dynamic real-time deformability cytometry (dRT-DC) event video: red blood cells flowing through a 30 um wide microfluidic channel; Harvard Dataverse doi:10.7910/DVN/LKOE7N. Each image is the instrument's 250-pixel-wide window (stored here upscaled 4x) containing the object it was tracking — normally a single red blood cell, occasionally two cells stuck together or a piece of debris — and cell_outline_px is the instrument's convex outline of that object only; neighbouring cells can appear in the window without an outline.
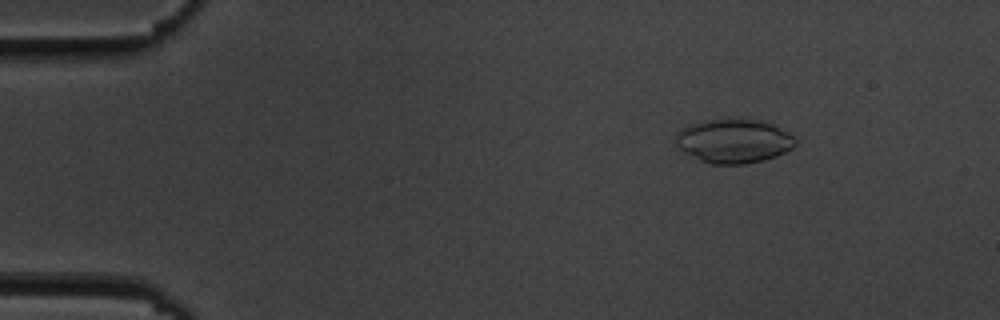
{"species": "common noctule bat (a hibernating species)", "species_latin": "Nyctalus noctula", "temperature_condition": "cold", "stored_images_in_passage": 56, "camera_frame_rate_fps": 3000, "um_per_image_px": 0.085, "animal": {"sex": "male", "body_mass_g": 19.5, "forearm_length_mm": 54.6}, "frame": {"image": 1, "passage_image": 8, "time_ms": 2.333, "image_size_px": [1000, 320], "cell_outline_px": [[796, 144], [792, 148], [776, 156], [764, 160], [744, 164], [712, 164], [700, 160], [676, 148], [676, 132], [680, 128], [688, 124], [704, 120], [728, 116], [744, 116], [772, 124], [788, 132], [796, 140]], "centroid_in_image_um": [62.32, 11.93], "position_along_channel_um": 22.7, "area_um2": 31.62}}
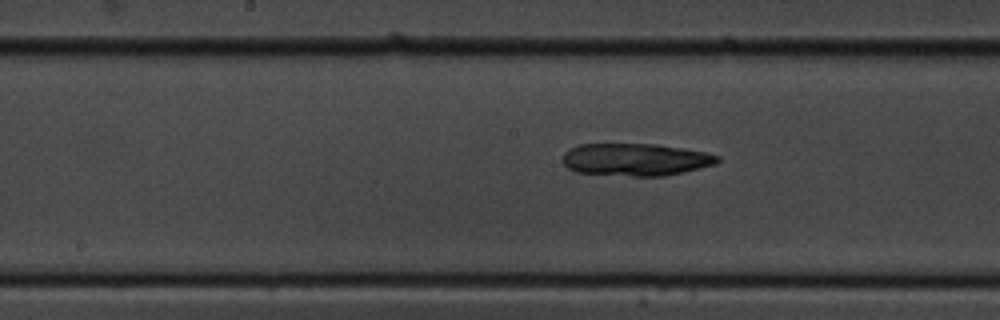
{"frame": {"image": 2, "passage_image": 29, "time_ms": 9.333, "image_size_px": [1000, 320], "cell_outline_px": [[720, 160], [716, 164], [664, 176], [632, 176], [576, 172], [568, 168], [564, 164], [564, 152], [568, 148], [580, 144], [656, 144], [704, 152], [720, 156]], "centroid_in_image_um": [54.0, 13.56], "position_along_channel_um": 194.2, "area_um2": 29.07}}
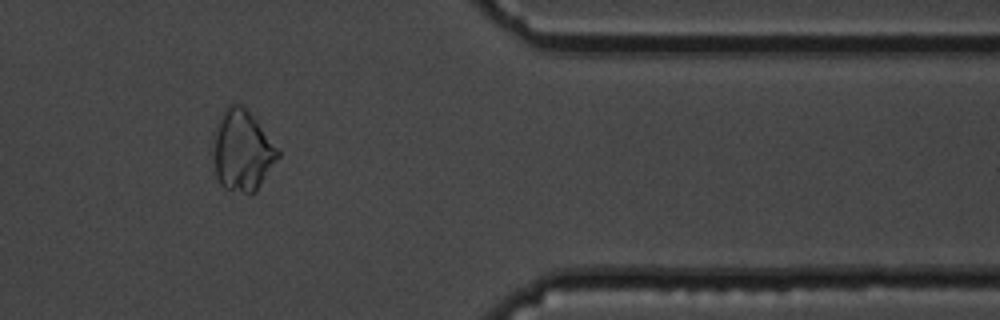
{"frame": {"image": 3, "passage_image": 47, "time_ms": 15.333, "image_size_px": [1000, 320], "cell_outline_px": [[280, 156], [256, 192], [244, 192], [224, 188], [220, 184], [216, 176], [212, 152], [220, 116], [228, 104], [244, 104], [280, 148]], "centroid_in_image_um": [20.63, 12.78], "position_along_channel_um": 390.8, "area_um2": 30.69}}